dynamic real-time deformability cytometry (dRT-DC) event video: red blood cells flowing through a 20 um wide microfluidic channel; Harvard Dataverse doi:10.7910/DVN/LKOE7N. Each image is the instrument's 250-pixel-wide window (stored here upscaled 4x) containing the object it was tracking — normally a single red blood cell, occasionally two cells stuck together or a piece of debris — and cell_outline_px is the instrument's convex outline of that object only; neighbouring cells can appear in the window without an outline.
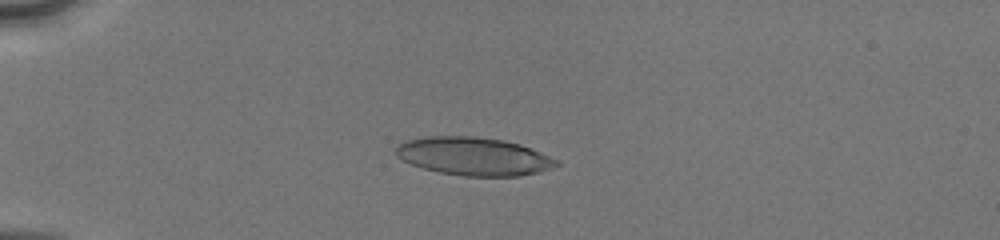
{"species": "human", "species_latin": "Homo sapiens", "temperature_condition": "cold", "stored_images_in_passage": 51, "camera_frame_rate_fps": 3000, "um_per_image_px": 0.085, "donor": {"sex": "male"}, "frame": {"image": 1, "passage_image": 15, "time_ms": 4.667, "image_size_px": [1000, 240], "cell_outline_px": [[560, 164], [552, 168], [540, 172], [520, 176], [464, 176], [440, 172], [424, 168], [412, 164], [396, 156], [396, 148], [404, 140], [428, 136], [476, 136], [504, 140], [520, 144], [560, 160]], "centroid_in_image_um": [40.3, 13.28], "position_along_channel_um": 44.7, "area_um2": 35.72}}
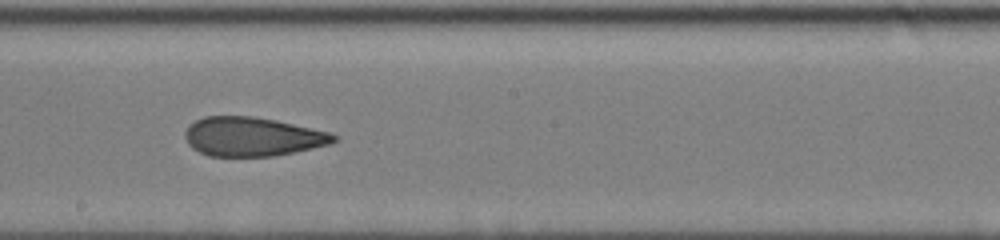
{"frame": {"image": 2, "passage_image": 31, "time_ms": 10.0, "image_size_px": [1000, 240], "cell_outline_px": [[340, 136], [332, 144], [272, 156], [208, 156], [192, 148], [188, 144], [184, 136], [184, 132], [188, 124], [204, 116], [252, 116], [276, 120], [332, 132]], "centroid_in_image_um": [21.46, 11.61], "position_along_channel_um": 226.7, "area_um2": 34.1}}
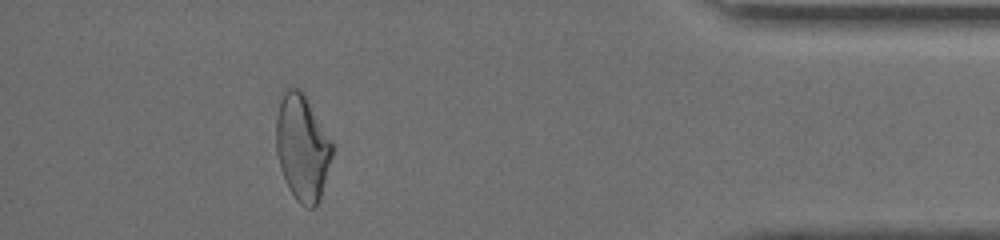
{"frame": {"image": 3, "passage_image": 47, "time_ms": 15.333, "image_size_px": [1000, 240], "cell_outline_px": [[332, 156], [320, 200], [316, 208], [308, 208], [300, 204], [296, 200], [288, 188], [280, 168], [276, 152], [276, 116], [280, 88], [300, 88], [304, 92], [332, 144]], "centroid_in_image_um": [25.65, 12.51], "position_along_channel_um": 409.5, "area_um2": 35.08}, "authors_computed_cell_mechanics": {"area_um2": 35.0846, "velocity_mm_per_s": 4.1631, "shape_relaxation_time_tau1_ms": null, "shape_relaxation_time_tau2_ms": 1.7933, "deformation_change_tau1": null, "deformation_change_tau2": 0.1006}}